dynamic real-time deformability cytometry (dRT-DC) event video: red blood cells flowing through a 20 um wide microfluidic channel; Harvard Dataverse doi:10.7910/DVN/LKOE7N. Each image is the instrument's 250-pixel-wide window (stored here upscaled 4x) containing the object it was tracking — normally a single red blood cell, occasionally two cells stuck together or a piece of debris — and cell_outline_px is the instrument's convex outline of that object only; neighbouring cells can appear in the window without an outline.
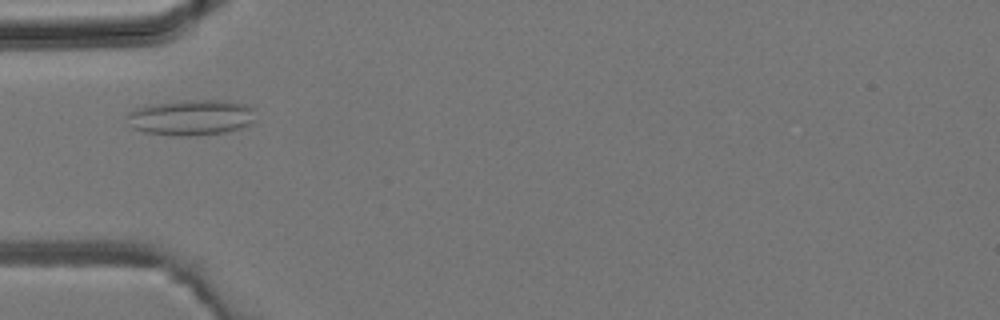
{"species": "common noctule bat (a hibernating species)", "species_latin": "Nyctalus noctula", "temperature_condition": "room temperature", "stored_images_in_passage": 29, "camera_frame_rate_fps": 3000, "um_per_image_px": 0.085, "animal": {"sex": "male", "body_mass_g": 19.2, "forearm_length_mm": 51.8}, "frame": {"image": 1, "passage_image": 1, "time_ms": 0.0, "image_size_px": [1000, 320], "cell_outline_px": [[256, 120], [252, 124], [240, 128], [224, 132], [188, 136], [172, 136], [144, 132], [132, 128], [128, 116], [128, 112], [136, 108], [152, 104], [188, 100], [224, 100], [244, 104], [252, 108]], "centroid_in_image_um": [16.27, 9.99], "position_along_channel_um": 68.7, "area_um2": 26.65}}
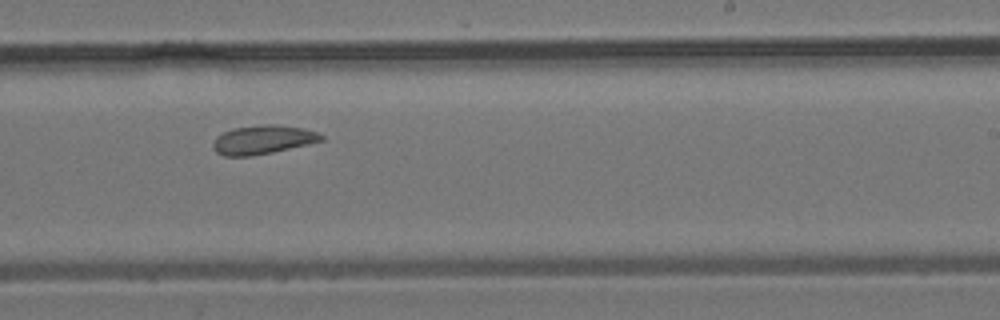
{"frame": {"image": 2, "passage_image": 13, "time_ms": 4.0, "image_size_px": [1000, 320], "cell_outline_px": [[324, 140], [308, 144], [272, 152], [252, 156], [224, 156], [216, 152], [212, 148], [212, 144], [216, 136], [232, 128], [264, 124], [272, 124], [304, 128], [316, 132], [324, 136]], "centroid_in_image_um": [22.31, 11.87], "position_along_channel_um": 266.7, "area_um2": 18.21}}
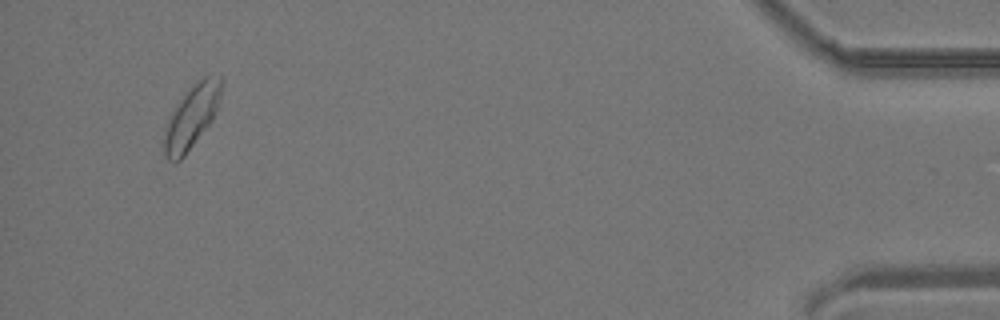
{"frame": {"image": 3, "passage_image": 27, "time_ms": 8.667, "image_size_px": [1000, 320], "cell_outline_px": [[224, 80], [216, 108], [212, 120], [184, 156], [176, 164], [168, 160], [164, 156], [160, 144], [164, 128], [176, 104], [184, 92], [204, 76], [220, 76]], "centroid_in_image_um": [16.21, 9.98], "position_along_channel_um": 419.0, "area_um2": 21.33}}